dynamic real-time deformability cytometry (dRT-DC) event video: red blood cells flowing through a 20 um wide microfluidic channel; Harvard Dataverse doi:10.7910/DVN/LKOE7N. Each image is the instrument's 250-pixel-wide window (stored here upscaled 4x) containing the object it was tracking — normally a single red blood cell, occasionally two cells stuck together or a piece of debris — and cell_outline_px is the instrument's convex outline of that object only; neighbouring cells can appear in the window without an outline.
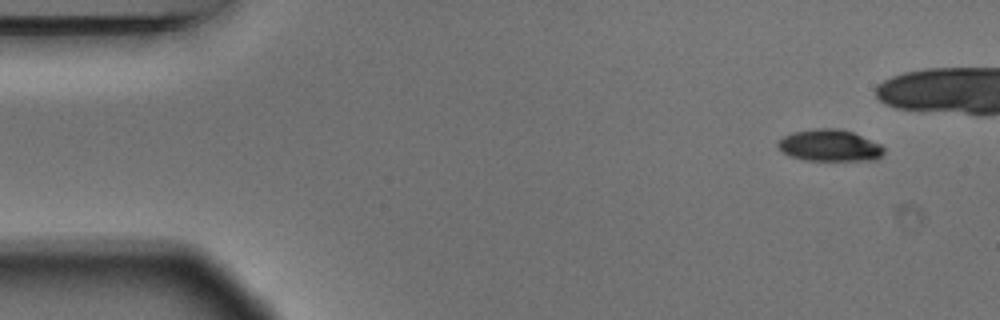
{"species": "Egyptian fruit bat (a non-hibernating species)", "species_latin": "Rousettus aegyptiacus", "temperature_condition": "warm", "stored_images_in_passage": 5, "camera_frame_rate_fps": 3000, "um_per_image_px": 0.085, "animal": {"sex": "male"}, "frame": {"image": 1, "passage_image": 1, "time_ms": 0.0, "image_size_px": [1000, 320], "cell_outline_px": [[884, 152], [876, 160], [808, 160], [792, 156], [784, 152], [776, 144], [784, 136], [792, 132], [816, 128], [840, 128], [852, 132], [880, 144], [884, 148]], "centroid_in_image_um": [70.54, 12.35], "position_along_channel_um": 14.5, "area_um2": 19.36}}